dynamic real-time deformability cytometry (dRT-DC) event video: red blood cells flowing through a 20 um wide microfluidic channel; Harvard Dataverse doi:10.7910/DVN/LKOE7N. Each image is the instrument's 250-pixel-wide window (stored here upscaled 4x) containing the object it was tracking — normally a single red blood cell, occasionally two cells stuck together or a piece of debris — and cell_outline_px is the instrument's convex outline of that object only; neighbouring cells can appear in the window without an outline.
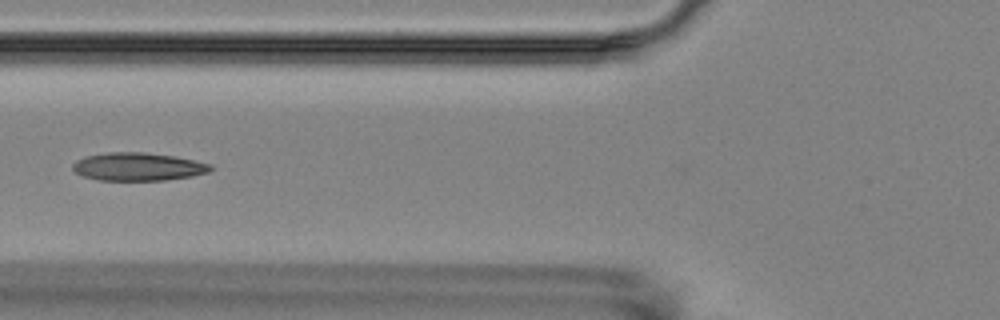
{"species": "Egyptian fruit bat (a non-hibernating species)", "species_latin": "Rousettus aegyptiacus", "temperature_condition": "room temperature", "stored_images_in_passage": 6, "camera_frame_rate_fps": 3000, "um_per_image_px": 0.085, "animal": {"sex": "female"}, "frame": {"image": 1, "passage_image": 6, "time_ms": 5.667, "image_size_px": [1000, 320], "cell_outline_px": [[212, 168], [208, 172], [192, 176], [164, 180], [96, 180], [84, 176], [76, 172], [72, 168], [72, 164], [76, 160], [84, 156], [108, 152], [144, 152], [176, 156], [212, 164]], "centroid_in_image_um": [11.72, 14.16], "position_along_channel_um": 114.1, "area_um2": 22.6}}